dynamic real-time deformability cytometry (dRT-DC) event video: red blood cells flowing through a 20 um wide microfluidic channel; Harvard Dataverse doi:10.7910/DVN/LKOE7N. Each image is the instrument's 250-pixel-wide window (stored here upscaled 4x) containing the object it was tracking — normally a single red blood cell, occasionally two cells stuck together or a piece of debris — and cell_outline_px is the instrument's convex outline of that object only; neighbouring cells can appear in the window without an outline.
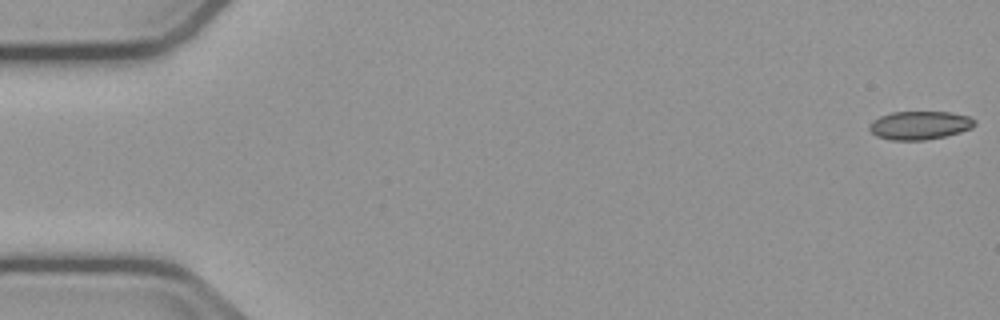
{"species": "common noctule bat (a hibernating species)", "species_latin": "Nyctalus noctula", "temperature_condition": "cold", "stored_images_in_passage": 6, "segment_of_instrument_passage": [2, 2], "camera_frame_rate_fps": 3000, "um_per_image_px": 0.085, "animal": {"sex": "male", "body_mass_g": 23.1, "forearm_length_mm": 52.7}, "frame": {"image": 1, "passage_image": 6, "time_ms": 6.333, "image_size_px": [1000, 320], "cell_outline_px": [[976, 124], [972, 128], [960, 132], [944, 136], [924, 140], [892, 140], [876, 136], [868, 128], [868, 124], [872, 120], [880, 116], [892, 112], [948, 112], [968, 116], [976, 120]], "centroid_in_image_um": [78.16, 10.65], "position_along_channel_um": 6.8, "area_um2": 17.46}}